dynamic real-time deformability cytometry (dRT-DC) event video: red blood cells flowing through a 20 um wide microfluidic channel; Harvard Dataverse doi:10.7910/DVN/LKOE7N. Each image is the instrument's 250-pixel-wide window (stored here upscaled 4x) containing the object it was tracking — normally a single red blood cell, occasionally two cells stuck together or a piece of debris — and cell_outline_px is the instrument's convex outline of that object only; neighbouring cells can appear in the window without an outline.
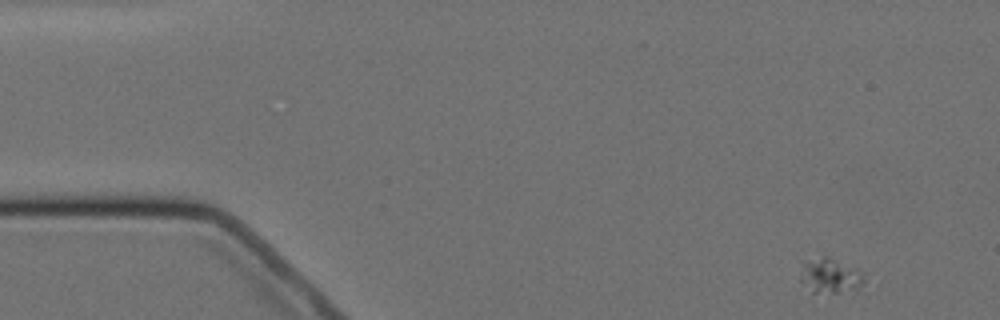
{"species": "Egyptian fruit bat (a non-hibernating species)", "species_latin": "Rousettus aegyptiacus", "temperature_condition": "cold", "stored_images_in_passage": 6, "camera_frame_rate_fps": 3000, "um_per_image_px": 0.085, "animal": {"sex": "female"}, "frame": {"image": 1, "passage_image": 1, "time_ms": 0.0, "image_size_px": [1000, 320], "cell_outline_px": [[864, 280], [856, 292], [812, 292], [800, 280], [804, 264], [808, 260], [824, 256], [828, 256], [856, 268], [864, 276]], "centroid_in_image_um": [70.61, 23.45], "position_along_channel_um": 14.4, "area_um2": 12.77}}
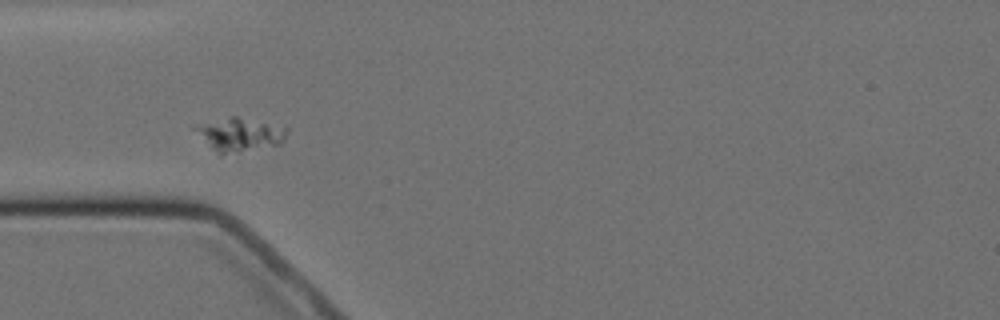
{"frame": {"image": 2, "passage_image": 5, "time_ms": 4.667, "image_size_px": [1000, 320], "cell_outline_px": [[288, 128], [284, 140], [280, 144], [220, 156], [192, 128], [204, 124], [232, 116], [236, 116]], "centroid_in_image_um": [20.4, 11.46], "position_along_channel_um": 64.6, "area_um2": 17.34}}
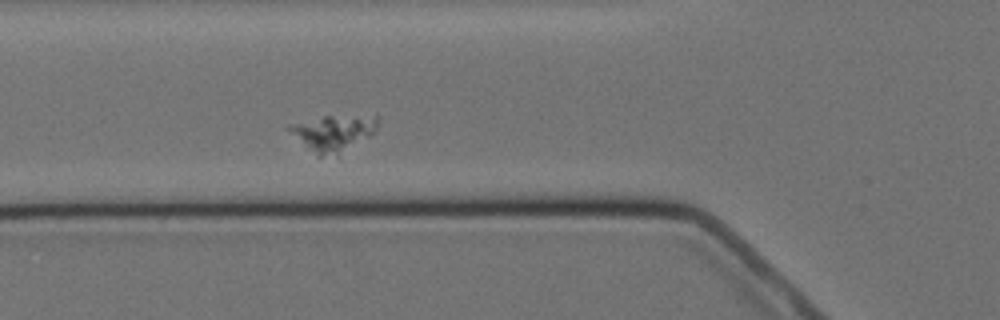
{"frame": {"image": 3, "passage_image": 6, "time_ms": 5.667, "image_size_px": [1000, 320], "cell_outline_px": [[380, 116], [376, 132], [368, 136], [320, 156], [316, 156], [288, 128], [288, 124], [324, 116], [376, 112]], "centroid_in_image_um": [28.43, 11.13], "position_along_channel_um": 97.4, "area_um2": 17.86}}